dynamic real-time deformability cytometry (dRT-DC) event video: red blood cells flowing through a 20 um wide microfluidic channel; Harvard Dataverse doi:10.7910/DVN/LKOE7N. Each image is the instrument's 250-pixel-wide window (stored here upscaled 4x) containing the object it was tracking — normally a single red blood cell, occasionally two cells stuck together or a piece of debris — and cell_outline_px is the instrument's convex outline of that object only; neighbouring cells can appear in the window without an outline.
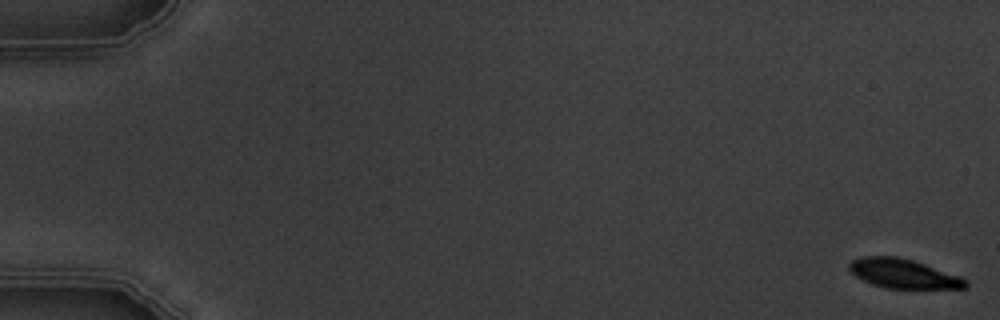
{"species": "common noctule bat (a hibernating species)", "species_latin": "Nyctalus noctula", "temperature_condition": "warm", "stored_images_in_passage": 5, "camera_frame_rate_fps": 3000, "um_per_image_px": 0.085, "animal": {"sex": "male", "body_mass_g": 19.5, "forearm_length_mm": 54.6}, "frame": {"image": 1, "passage_image": 1, "time_ms": 0.0, "image_size_px": [1000, 320], "cell_outline_px": [[968, 288], [888, 288], [872, 284], [856, 276], [848, 268], [848, 264], [852, 260], [860, 256], [896, 256], [912, 260], [960, 276], [968, 280]], "centroid_in_image_um": [76.78, 23.25], "position_along_channel_um": 8.2, "area_um2": 19.71}}
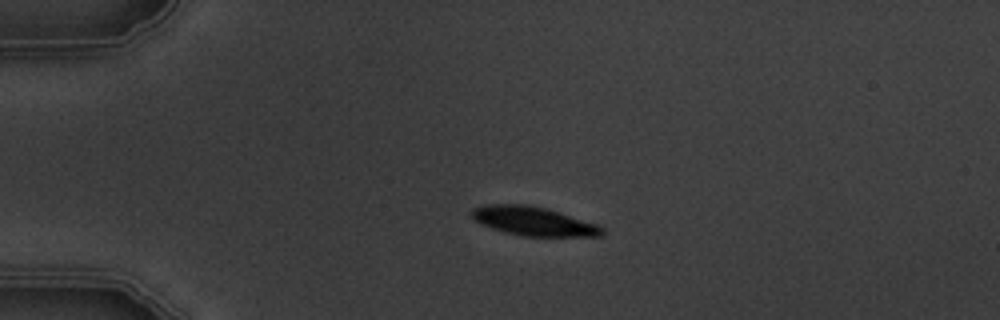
{"frame": {"image": 2, "passage_image": 4, "time_ms": 4.333, "image_size_px": [1000, 320], "cell_outline_px": [[604, 236], [524, 236], [504, 232], [492, 228], [472, 220], [472, 208], [484, 204], [528, 204], [548, 208], [596, 224], [604, 228]], "centroid_in_image_um": [45.33, 18.79], "position_along_channel_um": 39.7, "area_um2": 22.08}}